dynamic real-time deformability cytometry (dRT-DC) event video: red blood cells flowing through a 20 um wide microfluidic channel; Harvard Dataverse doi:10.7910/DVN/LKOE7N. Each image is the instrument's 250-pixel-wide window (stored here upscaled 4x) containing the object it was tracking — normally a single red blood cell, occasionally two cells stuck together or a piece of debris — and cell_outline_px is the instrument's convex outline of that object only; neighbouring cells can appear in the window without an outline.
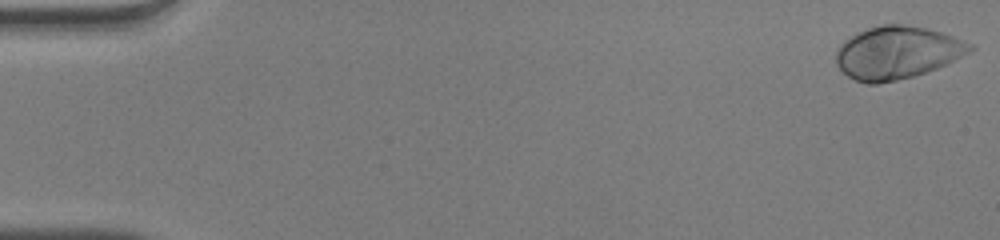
{"species": "human", "species_latin": "Homo sapiens", "temperature_condition": "warm", "stored_images_in_passage": 51, "camera_frame_rate_fps": 3000, "um_per_image_px": 0.085, "donor": {"sex": "male"}, "frame": {"image": 1, "passage_image": 1, "time_ms": 0.0, "image_size_px": [1000, 240], "cell_outline_px": [[976, 48], [936, 68], [912, 76], [896, 80], [876, 84], [868, 84], [856, 80], [848, 76], [836, 64], [836, 52], [840, 44], [844, 40], [868, 28], [880, 24], [904, 24], [924, 28], [940, 32], [952, 36], [972, 44]], "centroid_in_image_um": [76.22, 4.47], "position_along_channel_um": 8.8, "area_um2": 40.46}}
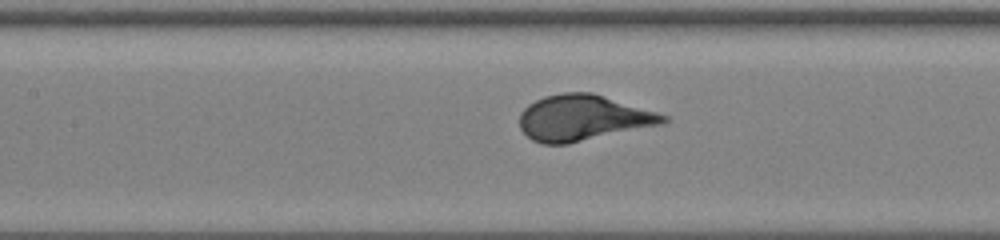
{"frame": {"image": 2, "passage_image": 24, "time_ms": 7.667, "image_size_px": [1000, 240], "cell_outline_px": [[672, 120], [664, 124], [568, 144], [544, 144], [532, 140], [520, 128], [520, 112], [528, 104], [544, 96], [564, 92], [592, 92], [656, 112], [668, 116]], "centroid_in_image_um": [49.57, 10.02], "position_along_channel_um": 157.8, "area_um2": 38.44}}
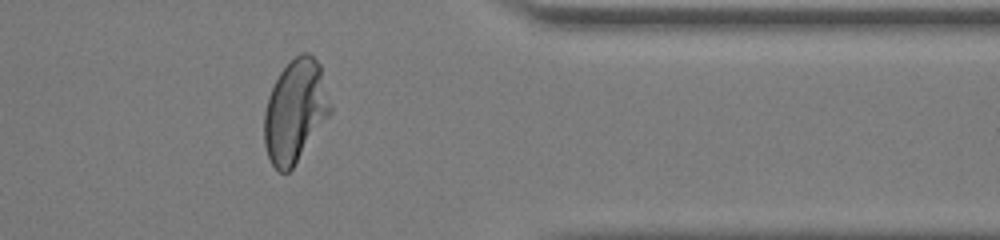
{"frame": {"image": 3, "passage_image": 42, "time_ms": 13.667, "image_size_px": [1000, 240], "cell_outline_px": [[332, 112], [292, 168], [288, 172], [280, 172], [272, 164], [268, 156], [264, 144], [264, 112], [268, 96], [280, 72], [300, 52], [308, 52], [320, 64], [332, 108]], "centroid_in_image_um": [25.09, 9.44], "position_along_channel_um": 386.3, "area_um2": 39.25}, "authors_computed_cell_mechanics": {"area_um2": 38.6682, "velocity_mm_per_s": 4.0363, "shape_relaxation_time_tau1_ms": 2.4963, "shape_relaxation_time_tau2_ms": null, "deformation_change_tau1": 0.2092, "deformation_change_tau2": null}}